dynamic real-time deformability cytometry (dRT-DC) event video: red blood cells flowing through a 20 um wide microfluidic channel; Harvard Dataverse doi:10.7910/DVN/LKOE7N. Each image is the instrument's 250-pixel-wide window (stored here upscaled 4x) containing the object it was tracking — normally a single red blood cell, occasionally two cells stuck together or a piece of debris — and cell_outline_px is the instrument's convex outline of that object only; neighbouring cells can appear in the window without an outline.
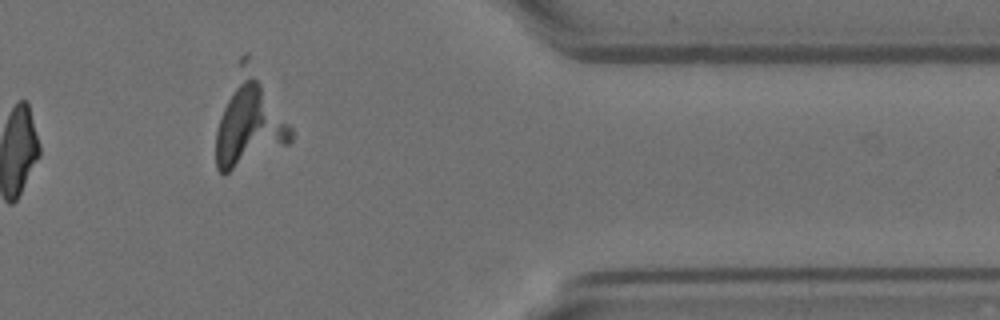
{"species": "Egyptian fruit bat (a non-hibernating species)", "species_latin": "Rousettus aegyptiacus", "temperature_condition": "room temperature", "stored_images_in_passage": 33, "camera_frame_rate_fps": 3000, "um_per_image_px": 0.085, "animal": {"sex": "female"}, "frame": {"image": 1, "passage_image": 29, "time_ms": 9.333, "image_size_px": [1000, 320], "cell_outline_px": [[292, 140], [288, 144], [224, 176], [216, 168], [216, 132], [220, 116], [228, 100], [236, 88], [248, 76], [252, 76], [260, 84], [292, 128]], "centroid_in_image_um": [21.18, 10.87], "position_along_channel_um": 390.2, "area_um2": 34.33}}